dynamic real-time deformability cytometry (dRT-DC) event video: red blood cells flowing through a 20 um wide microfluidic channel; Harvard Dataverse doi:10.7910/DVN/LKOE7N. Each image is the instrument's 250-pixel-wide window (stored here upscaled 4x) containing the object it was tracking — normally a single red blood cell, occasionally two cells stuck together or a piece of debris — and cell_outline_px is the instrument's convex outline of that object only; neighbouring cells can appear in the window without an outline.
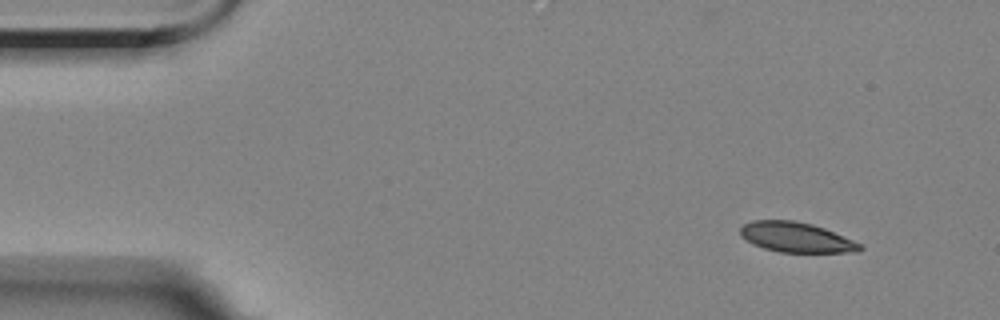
{"species": "Egyptian fruit bat (a non-hibernating species)", "species_latin": "Rousettus aegyptiacus", "temperature_condition": "room temperature", "stored_images_in_passage": 4, "camera_frame_rate_fps": 3000, "um_per_image_px": 0.085, "animal": {"sex": "female"}, "frame": {"image": 1, "passage_image": 1, "time_ms": 0.0, "image_size_px": [1000, 320], "cell_outline_px": [[864, 248], [860, 252], [780, 252], [764, 248], [752, 244], [740, 236], [740, 228], [744, 224], [752, 220], [792, 220], [812, 224], [824, 228], [852, 240], [860, 244]], "centroid_in_image_um": [67.65, 20.17], "position_along_channel_um": 17.4, "area_um2": 20.87}}
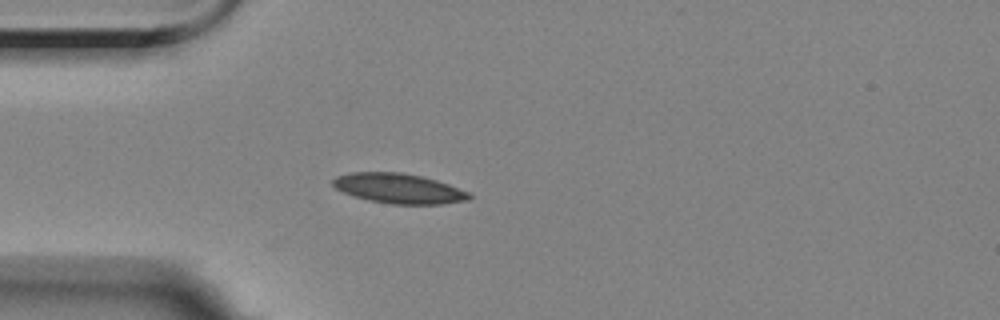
{"frame": {"image": 2, "passage_image": 4, "time_ms": 3.333, "image_size_px": [1000, 320], "cell_outline_px": [[472, 196], [468, 200], [444, 204], [392, 204], [368, 200], [344, 192], [336, 188], [332, 184], [332, 180], [336, 176], [352, 172], [400, 172], [420, 176], [436, 180], [448, 184], [468, 192]], "centroid_in_image_um": [33.89, 16.02], "position_along_channel_um": 51.1, "area_um2": 23.58}}